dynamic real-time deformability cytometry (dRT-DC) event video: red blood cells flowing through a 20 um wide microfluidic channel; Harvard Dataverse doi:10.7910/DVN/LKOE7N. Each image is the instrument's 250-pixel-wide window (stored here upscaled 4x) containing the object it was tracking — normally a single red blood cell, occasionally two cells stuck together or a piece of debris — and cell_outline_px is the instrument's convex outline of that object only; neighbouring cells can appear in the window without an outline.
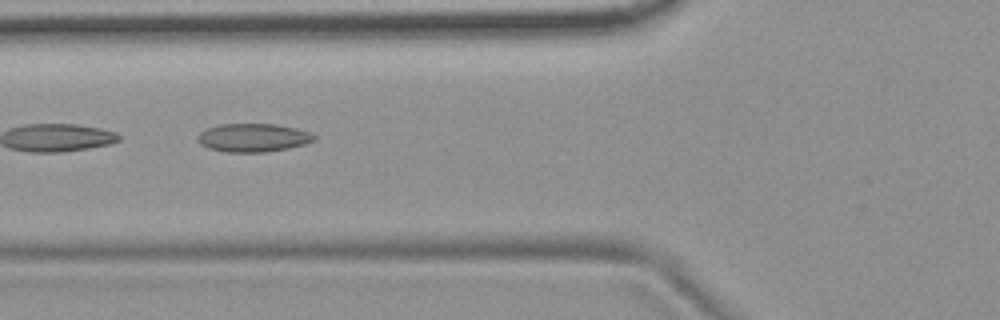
{"species": "common noctule bat (a hibernating species)", "species_latin": "Nyctalus noctula", "temperature_condition": "room temperature", "stored_images_in_passage": 7, "camera_frame_rate_fps": 3000, "um_per_image_px": 0.085, "animal": {"sex": "female", "body_mass_g": 19.9}, "frame": {"image": 1, "passage_image": 4, "time_ms": 4.333, "image_size_px": [1000, 320], "cell_outline_px": [[316, 140], [304, 144], [288, 148], [268, 152], [224, 152], [208, 148], [200, 144], [196, 140], [196, 136], [200, 132], [208, 128], [220, 124], [276, 124], [296, 128], [312, 132], [316, 136]], "centroid_in_image_um": [21.52, 11.7], "position_along_channel_um": 104.3, "area_um2": 19.48}}
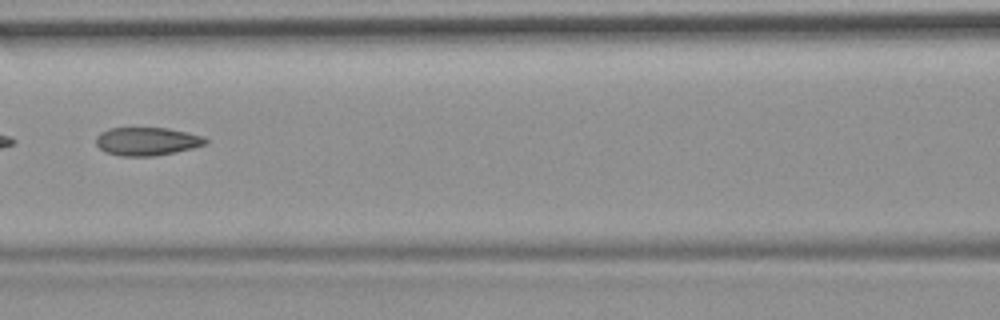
{"frame": {"image": 2, "passage_image": 5, "time_ms": 5.667, "image_size_px": [1000, 320], "cell_outline_px": [[208, 144], [176, 152], [156, 156], [120, 156], [104, 152], [96, 144], [96, 136], [100, 132], [108, 128], [168, 128], [200, 136], [208, 140]], "centroid_in_image_um": [12.45, 12.02], "position_along_channel_um": 154.1, "area_um2": 18.03}}
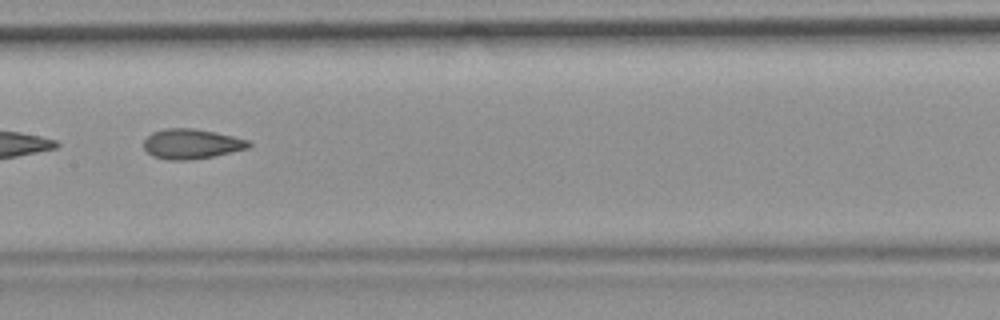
{"frame": {"image": 3, "passage_image": 6, "time_ms": 6.667, "image_size_px": [1000, 320], "cell_outline_px": [[252, 144], [248, 148], [212, 156], [192, 160], [168, 160], [152, 156], [144, 148], [144, 140], [152, 132], [164, 128], [196, 128], [216, 132], [248, 140]], "centroid_in_image_um": [16.25, 12.22], "position_along_channel_um": 191.1, "area_um2": 18.32}}